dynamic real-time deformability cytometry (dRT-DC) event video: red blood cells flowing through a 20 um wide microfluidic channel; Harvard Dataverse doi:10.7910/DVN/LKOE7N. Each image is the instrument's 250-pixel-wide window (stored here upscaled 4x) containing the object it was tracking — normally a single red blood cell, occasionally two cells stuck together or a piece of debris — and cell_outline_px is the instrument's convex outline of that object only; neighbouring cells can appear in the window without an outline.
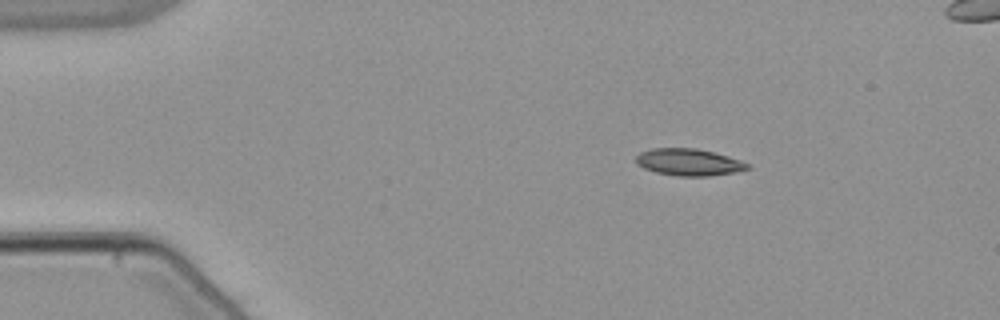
{"species": "common noctule bat (a hibernating species)", "species_latin": "Nyctalus noctula", "temperature_condition": "warm", "stored_images_in_passage": 24, "camera_frame_rate_fps": 3000, "um_per_image_px": 0.085, "animal": {"sex": "male", "body_mass_g": 21.5, "forearm_length_mm": 52.0}, "frame": {"image": 1, "passage_image": 8, "time_ms": 2.333, "image_size_px": [1000, 320], "cell_outline_px": [[748, 168], [732, 172], [708, 176], [680, 176], [656, 172], [644, 168], [636, 164], [636, 156], [640, 152], [652, 148], [696, 148], [728, 156], [740, 160], [748, 164]], "centroid_in_image_um": [58.49, 13.77], "position_along_channel_um": 26.5, "area_um2": 17.22}}